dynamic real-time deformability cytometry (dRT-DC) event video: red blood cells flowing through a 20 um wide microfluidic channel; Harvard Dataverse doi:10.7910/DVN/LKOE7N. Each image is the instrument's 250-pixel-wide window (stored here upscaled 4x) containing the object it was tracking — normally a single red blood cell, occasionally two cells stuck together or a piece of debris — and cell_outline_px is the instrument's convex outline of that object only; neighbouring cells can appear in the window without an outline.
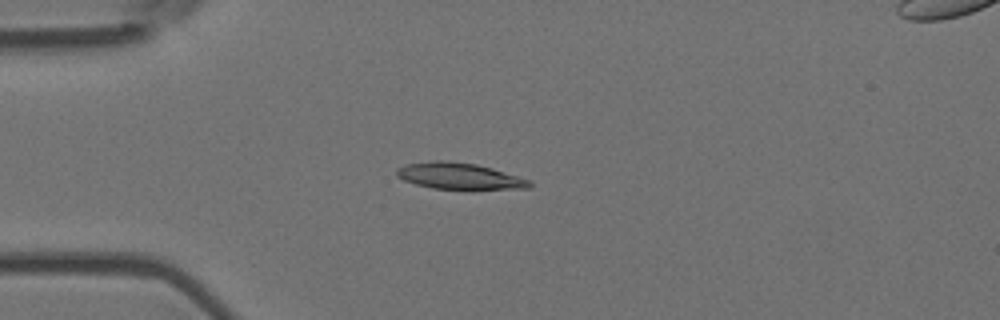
{"species": "Egyptian fruit bat (a non-hibernating species)", "species_latin": "Rousettus aegyptiacus", "temperature_condition": "room temperature", "stored_images_in_passage": 4, "camera_frame_rate_fps": 3000, "um_per_image_px": 0.085, "animal": {"sex": "female"}, "frame": {"image": 1, "passage_image": 4, "time_ms": 1.0, "image_size_px": [1000, 320], "cell_outline_px": [[532, 188], [432, 188], [416, 184], [404, 180], [396, 176], [396, 168], [404, 164], [436, 160], [448, 160], [476, 164], [492, 168], [532, 180]], "centroid_in_image_um": [39.02, 14.94], "position_along_channel_um": 46.0, "area_um2": 20.23}}